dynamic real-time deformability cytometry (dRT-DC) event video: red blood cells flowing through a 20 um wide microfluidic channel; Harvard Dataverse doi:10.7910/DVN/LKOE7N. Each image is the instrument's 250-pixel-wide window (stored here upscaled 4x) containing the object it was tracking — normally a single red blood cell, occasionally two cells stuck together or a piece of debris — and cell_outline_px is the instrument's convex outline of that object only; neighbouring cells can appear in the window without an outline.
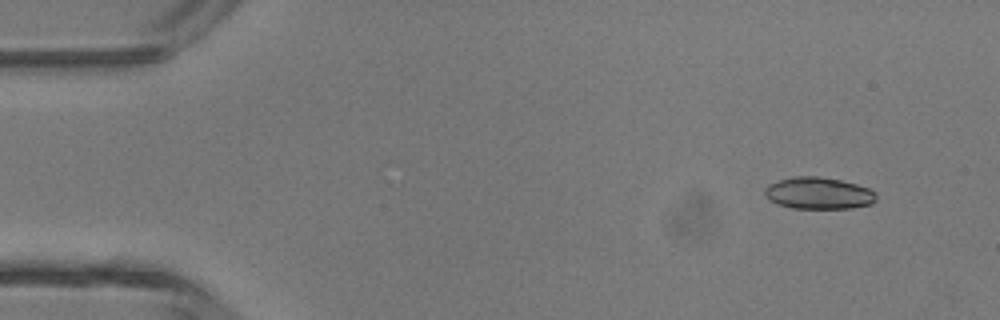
{"species": "common noctule bat (a hibernating species)", "species_latin": "Nyctalus noctula", "temperature_condition": "room temperature", "stored_images_in_passage": 5, "camera_frame_rate_fps": 3000, "um_per_image_px": 0.085, "animal": {"sex": "male", "body_mass_g": 13.3}, "frame": {"image": 1, "passage_image": 2, "time_ms": 1.0, "image_size_px": [1000, 320], "cell_outline_px": [[876, 200], [872, 204], [852, 208], [792, 208], [776, 204], [768, 200], [764, 192], [764, 188], [768, 184], [792, 176], [816, 176], [840, 180], [856, 184], [868, 188], [876, 192]], "centroid_in_image_um": [69.56, 16.42], "position_along_channel_um": 15.4, "area_um2": 20.81}}
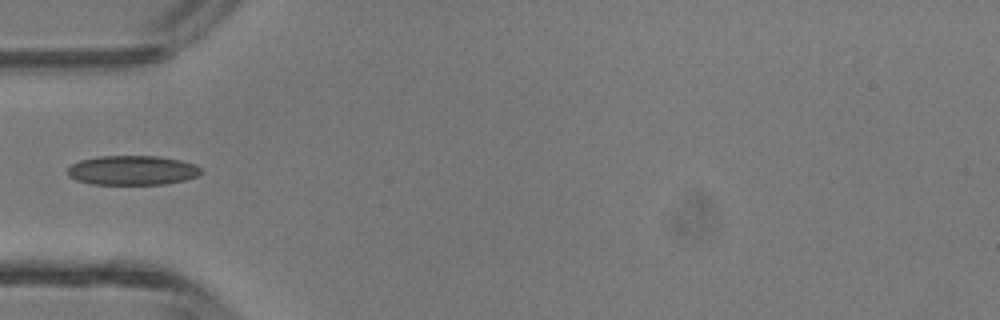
{"frame": {"image": 2, "passage_image": 5, "time_ms": 4.667, "image_size_px": [1000, 320], "cell_outline_px": [[200, 172], [196, 176], [184, 180], [164, 184], [92, 184], [76, 180], [68, 176], [68, 168], [72, 164], [80, 160], [100, 156], [160, 156], [180, 160], [196, 164], [200, 168]], "centroid_in_image_um": [11.23, 14.47], "position_along_channel_um": 73.8, "area_um2": 22.83}}